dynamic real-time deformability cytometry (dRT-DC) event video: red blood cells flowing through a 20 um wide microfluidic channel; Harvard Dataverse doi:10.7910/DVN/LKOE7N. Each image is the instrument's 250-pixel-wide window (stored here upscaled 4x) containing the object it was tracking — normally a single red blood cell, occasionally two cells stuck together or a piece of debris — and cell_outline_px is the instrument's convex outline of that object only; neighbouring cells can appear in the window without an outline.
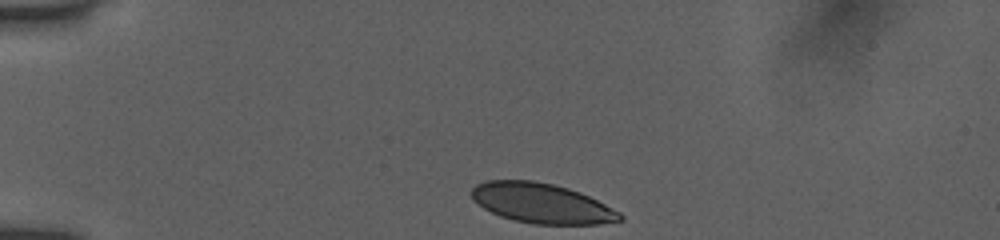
{"species": "human", "species_latin": "Homo sapiens", "temperature_condition": "room temperature", "stored_images_in_passage": 38, "camera_frame_rate_fps": 3000, "um_per_image_px": 0.085, "donor": {"sex": "female"}, "frame": {"image": 1, "passage_image": 1, "time_ms": 0.0, "image_size_px": [1000, 240], "cell_outline_px": [[624, 220], [596, 224], [532, 224], [512, 220], [500, 216], [484, 208], [472, 200], [472, 188], [476, 184], [488, 180], [532, 180], [552, 184], [568, 188], [580, 192], [620, 212], [624, 216]], "centroid_in_image_um": [46.03, 17.28], "position_along_channel_um": 39.0, "area_um2": 34.45}}
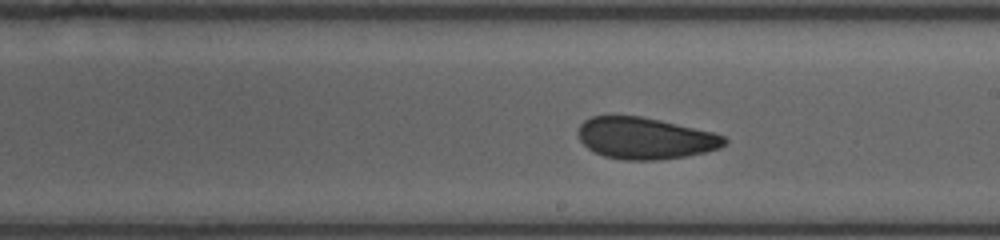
{"frame": {"image": 2, "passage_image": 20, "time_ms": 6.333, "image_size_px": [1000, 240], "cell_outline_px": [[728, 144], [720, 148], [688, 156], [656, 160], [624, 160], [604, 156], [588, 148], [580, 140], [576, 132], [580, 124], [584, 120], [592, 116], [640, 116], [660, 120], [712, 132], [724, 136], [728, 140]], "centroid_in_image_um": [54.83, 11.75], "position_along_channel_um": 234.2, "area_um2": 35.49}}
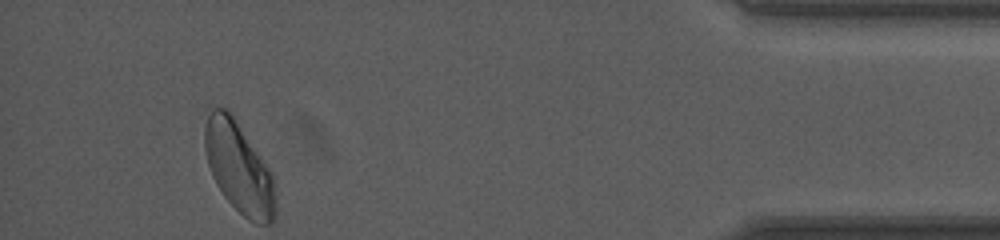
{"frame": {"image": 3, "passage_image": 38, "time_ms": 12.333, "image_size_px": [1000, 240], "cell_outline_px": [[276, 216], [272, 224], [256, 224], [248, 220], [224, 196], [216, 184], [212, 176], [208, 164], [204, 148], [204, 128], [208, 116], [212, 108], [228, 108], [232, 112], [272, 172], [276, 196]], "centroid_in_image_um": [20.33, 14.25], "position_along_channel_um": 414.9, "area_um2": 37.97}, "authors_computed_cell_mechanics": {"area_um2": 36.414, "velocity_mm_per_s": 3.8995, "shape_relaxation_time_tau1_ms": 7.2859, "shape_relaxation_time_tau2_ms": 1.8279, "deformation_change_tau1": 0.1418, "deformation_change_tau2": 0.0496}}